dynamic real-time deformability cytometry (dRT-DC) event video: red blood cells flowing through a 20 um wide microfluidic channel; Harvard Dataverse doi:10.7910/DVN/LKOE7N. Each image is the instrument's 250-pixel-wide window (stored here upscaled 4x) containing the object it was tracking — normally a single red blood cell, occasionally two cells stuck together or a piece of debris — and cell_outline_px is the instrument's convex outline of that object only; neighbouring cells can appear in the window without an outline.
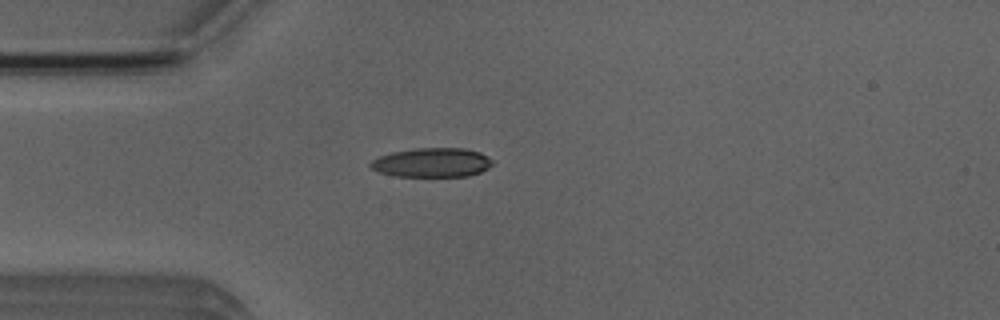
{"species": "Egyptian fruit bat (a non-hibernating species)", "species_latin": "Rousettus aegyptiacus", "temperature_condition": "room temperature", "stored_images_in_passage": 3, "camera_frame_rate_fps": 3000, "um_per_image_px": 0.085, "animal": {"sex": "male"}, "frame": {"image": 1, "passage_image": 3, "time_ms": 2.333, "image_size_px": [1000, 320], "cell_outline_px": [[492, 164], [488, 168], [480, 172], [468, 176], [396, 176], [380, 172], [372, 168], [368, 164], [372, 160], [380, 156], [392, 152], [412, 148], [464, 148], [480, 152], [492, 160]], "centroid_in_image_um": [36.72, 13.81], "position_along_channel_um": 48.3, "area_um2": 20.69}}